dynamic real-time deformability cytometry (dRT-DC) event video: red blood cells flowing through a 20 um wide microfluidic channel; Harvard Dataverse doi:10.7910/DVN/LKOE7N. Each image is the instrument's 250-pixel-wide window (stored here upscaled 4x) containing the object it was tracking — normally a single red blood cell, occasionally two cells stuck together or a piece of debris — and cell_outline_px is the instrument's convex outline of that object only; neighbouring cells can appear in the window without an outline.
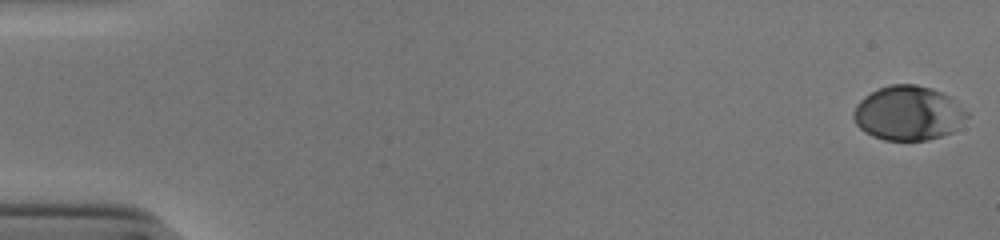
{"species": "human", "species_latin": "Homo sapiens", "temperature_condition": "cold", "stored_images_in_passage": 53, "camera_frame_rate_fps": 3000, "um_per_image_px": 0.085, "donor": {"sex": "male"}, "frame": {"image": 1, "passage_image": 1, "time_ms": 0.0, "image_size_px": [1000, 240], "cell_outline_px": [[956, 128], [952, 132], [928, 140], [884, 140], [872, 136], [864, 132], [856, 124], [852, 116], [852, 112], [856, 104], [864, 96], [880, 88], [892, 84], [916, 84], [932, 88], [948, 96]], "centroid_in_image_um": [76.91, 9.62], "position_along_channel_um": 8.1, "area_um2": 33.81}}
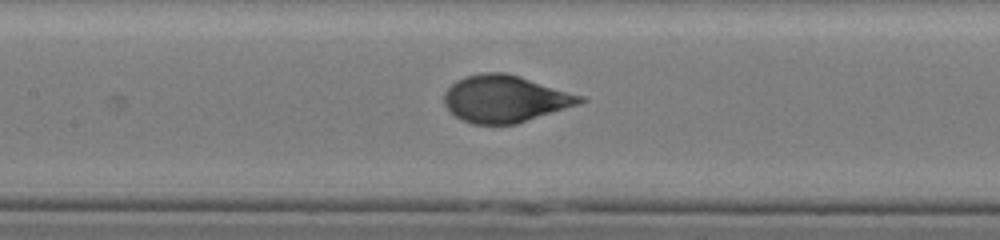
{"frame": {"image": 2, "passage_image": 26, "time_ms": 8.333, "image_size_px": [1000, 240], "cell_outline_px": [[588, 100], [580, 104], [516, 124], [472, 124], [460, 120], [444, 104], [444, 92], [456, 80], [480, 72], [504, 72], [520, 76], [584, 96]], "centroid_in_image_um": [42.95, 8.4], "position_along_channel_um": 164.5, "area_um2": 37.28}}
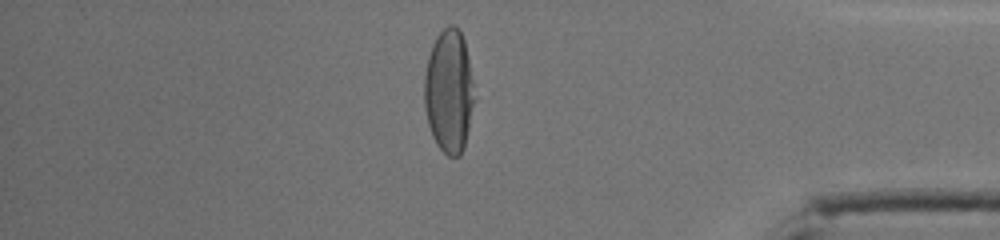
{"frame": {"image": 3, "passage_image": 46, "time_ms": 15.0, "image_size_px": [1000, 240], "cell_outline_px": [[476, 100], [464, 148], [460, 156], [448, 156], [436, 144], [432, 136], [428, 124], [424, 104], [424, 76], [428, 56], [432, 44], [436, 36], [448, 24], [452, 24], [460, 32], [464, 40], [476, 96]], "centroid_in_image_um": [38.17, 7.78], "position_along_channel_um": 397.0, "area_um2": 36.41}, "authors_computed_cell_mechanics": {"area_um2": 36.5874, "velocity_mm_per_s": 3.8936, "shape_relaxation_time_tau1_ms": 4.983, "shape_relaxation_time_tau2_ms": null, "deformation_change_tau1": 0.2221, "deformation_change_tau2": null}}